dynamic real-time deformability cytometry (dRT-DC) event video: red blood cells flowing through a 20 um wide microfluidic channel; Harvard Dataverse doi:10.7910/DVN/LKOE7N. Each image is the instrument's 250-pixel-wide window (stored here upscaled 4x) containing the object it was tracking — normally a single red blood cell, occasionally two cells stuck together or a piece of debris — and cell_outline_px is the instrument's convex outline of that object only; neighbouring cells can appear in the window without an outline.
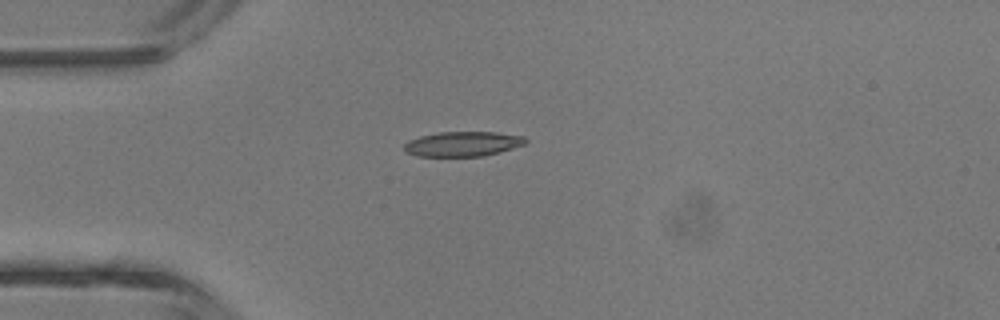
{"species": "common noctule bat (a hibernating species)", "species_latin": "Nyctalus noctula", "temperature_condition": "room temperature", "stored_images_in_passage": 1, "camera_frame_rate_fps": 3000, "um_per_image_px": 0.085, "animal": {"sex": "male", "body_mass_g": 13.3}, "frame": {"image": 1, "passage_image": 1, "time_ms": 0.0, "image_size_px": [1000, 320], "cell_outline_px": [[528, 140], [524, 144], [500, 152], [484, 156], [416, 156], [404, 152], [404, 144], [408, 140], [420, 136], [436, 132], [496, 132], [524, 136]], "centroid_in_image_um": [39.31, 12.23], "position_along_channel_um": 45.7, "area_um2": 17.69}}